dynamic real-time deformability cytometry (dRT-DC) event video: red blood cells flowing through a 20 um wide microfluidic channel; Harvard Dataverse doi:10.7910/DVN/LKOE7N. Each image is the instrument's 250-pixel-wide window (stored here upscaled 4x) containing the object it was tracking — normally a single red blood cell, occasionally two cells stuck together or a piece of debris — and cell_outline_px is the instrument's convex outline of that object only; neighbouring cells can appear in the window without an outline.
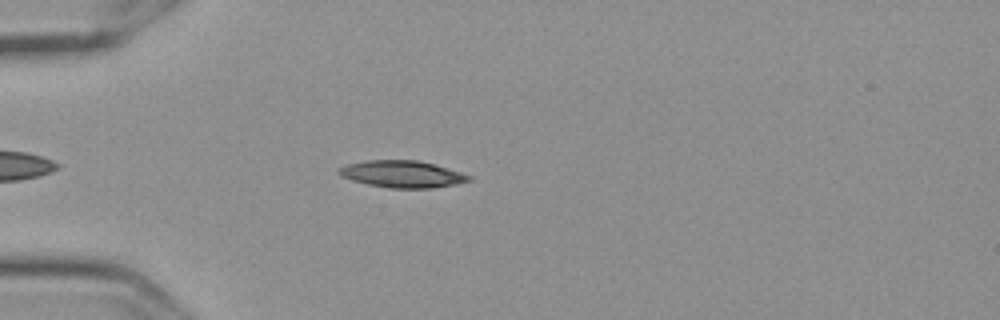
{"species": "Egyptian fruit bat (a non-hibernating species)", "species_latin": "Rousettus aegyptiacus", "temperature_condition": "cold", "stored_images_in_passage": 48, "camera_frame_rate_fps": 3000, "um_per_image_px": 0.085, "frame": {"image": 1, "passage_image": 8, "time_ms": 2.333, "image_size_px": [1000, 320], "cell_outline_px": [[472, 180], [456, 184], [432, 188], [388, 188], [368, 184], [352, 180], [340, 176], [336, 172], [336, 168], [348, 164], [368, 160], [416, 160], [432, 164], [460, 172], [472, 176]], "centroid_in_image_um": [34.15, 14.8], "position_along_channel_um": 50.9, "area_um2": 20.35}}
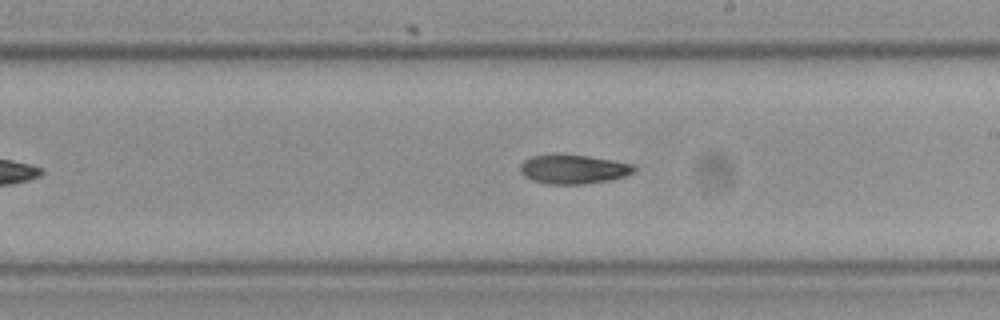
{"frame": {"image": 2, "passage_image": 25, "time_ms": 8.0, "image_size_px": [1000, 320], "cell_outline_px": [[636, 168], [632, 172], [624, 176], [612, 180], [584, 184], [544, 184], [532, 180], [524, 176], [520, 172], [520, 164], [524, 160], [532, 156], [588, 156], [636, 164]], "centroid_in_image_um": [48.75, 14.41], "position_along_channel_um": 240.2, "area_um2": 19.07}}
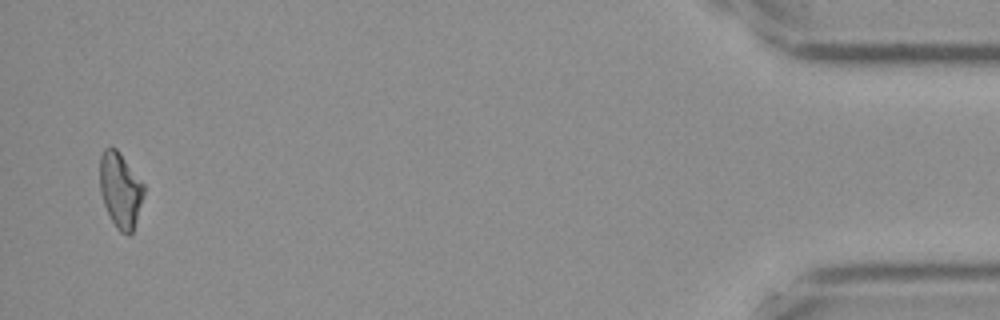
{"frame": {"image": 3, "passage_image": 47, "time_ms": 15.333, "image_size_px": [1000, 320], "cell_outline_px": [[144, 192], [132, 232], [128, 236], [120, 232], [112, 220], [104, 204], [100, 192], [100, 156], [104, 148], [116, 148], [144, 184]], "centroid_in_image_um": [10.21, 16.14], "position_along_channel_um": 425.0, "area_um2": 18.9}}